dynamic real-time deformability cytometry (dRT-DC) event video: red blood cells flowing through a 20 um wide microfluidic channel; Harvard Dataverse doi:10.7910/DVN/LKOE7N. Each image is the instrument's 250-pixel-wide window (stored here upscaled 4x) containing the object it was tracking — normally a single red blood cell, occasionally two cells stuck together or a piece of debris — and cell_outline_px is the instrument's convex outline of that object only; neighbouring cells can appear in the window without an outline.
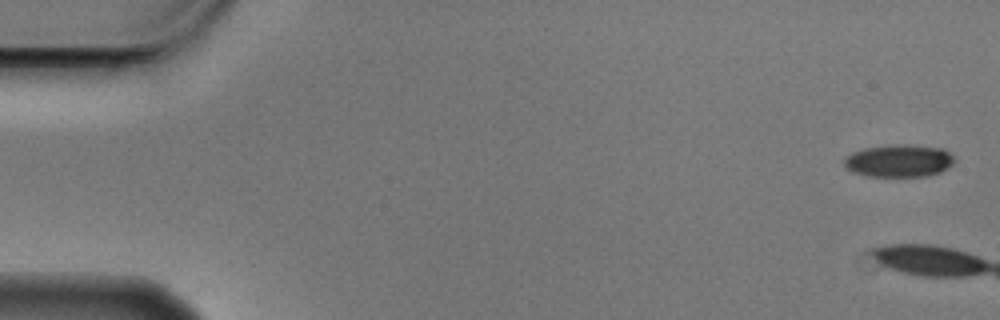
{"species": "Egyptian fruit bat (a non-hibernating species)", "species_latin": "Rousettus aegyptiacus", "temperature_condition": "cold", "stored_images_in_passage": 3, "camera_frame_rate_fps": 3000, "um_per_image_px": 0.085, "animal": {"sex": "male"}, "frame": {"image": 1, "passage_image": 1, "time_ms": 0.0, "image_size_px": [1000, 320], "cell_outline_px": [[956, 160], [948, 168], [940, 172], [928, 176], [864, 176], [852, 172], [844, 168], [844, 160], [852, 152], [864, 148], [892, 144], [904, 144], [944, 148]], "centroid_in_image_um": [76.4, 13.66], "position_along_channel_um": 8.6, "area_um2": 21.1}}